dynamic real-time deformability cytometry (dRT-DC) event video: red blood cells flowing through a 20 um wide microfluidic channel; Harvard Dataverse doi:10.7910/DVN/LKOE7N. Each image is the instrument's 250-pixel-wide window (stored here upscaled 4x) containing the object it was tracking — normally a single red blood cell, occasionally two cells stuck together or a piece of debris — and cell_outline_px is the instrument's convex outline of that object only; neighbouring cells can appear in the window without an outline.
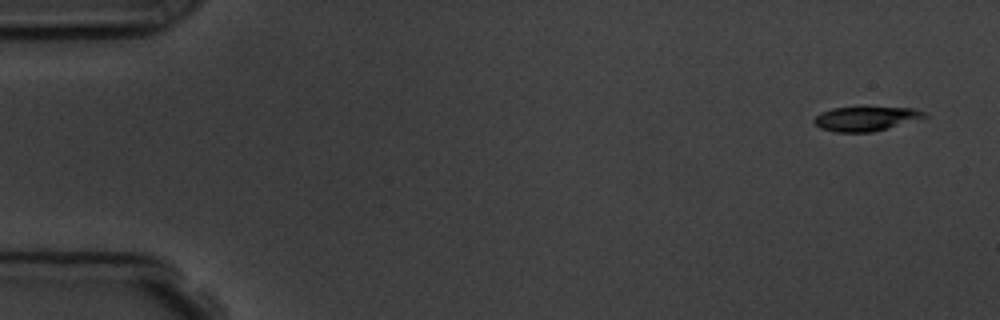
{"species": "common noctule bat (a hibernating species)", "species_latin": "Nyctalus noctula", "temperature_condition": "room temperature", "stored_images_in_passage": 5, "camera_frame_rate_fps": 3000, "um_per_image_px": 0.085, "animal": {"sex": "male", "body_mass_g": 19.5, "forearm_length_mm": 54.6}, "frame": {"image": 1, "passage_image": 1, "time_ms": 0.0, "image_size_px": [1000, 320], "cell_outline_px": [[928, 116], [888, 128], [872, 132], [836, 132], [820, 128], [812, 120], [820, 112], [832, 108], [916, 108], [924, 112]], "centroid_in_image_um": [73.56, 10.1], "position_along_channel_um": 11.4, "area_um2": 15.37}}
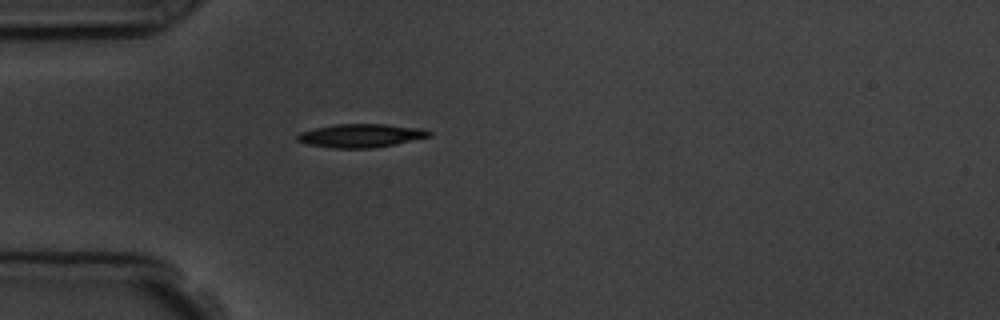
{"frame": {"image": 2, "passage_image": 5, "time_ms": 4.333, "image_size_px": [1000, 320], "cell_outline_px": [[432, 136], [376, 148], [332, 148], [308, 144], [296, 140], [296, 136], [300, 132], [316, 128], [336, 124], [384, 124], [420, 128], [432, 132]], "centroid_in_image_um": [30.68, 11.53], "position_along_channel_um": 54.3, "area_um2": 17.98}}